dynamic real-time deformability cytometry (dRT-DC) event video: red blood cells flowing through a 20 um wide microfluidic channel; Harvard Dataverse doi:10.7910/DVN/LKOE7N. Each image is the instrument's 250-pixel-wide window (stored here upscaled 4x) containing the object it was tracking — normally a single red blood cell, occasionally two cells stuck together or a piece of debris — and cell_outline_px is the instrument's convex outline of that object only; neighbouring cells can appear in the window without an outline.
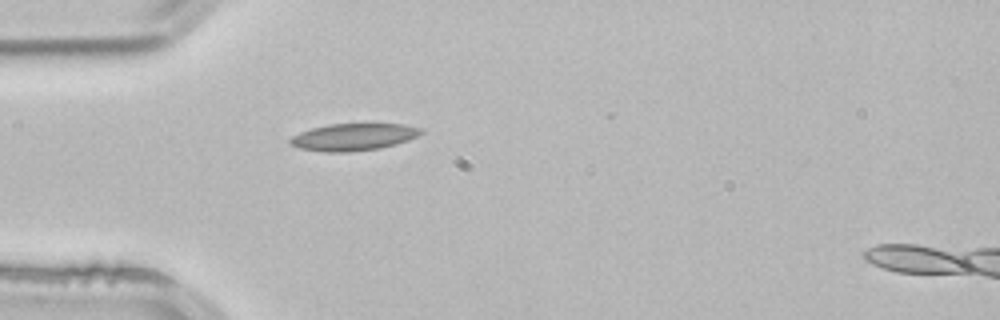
{"species": "common noctule bat (a hibernating species)", "species_latin": "Nyctalus noctula", "temperature_condition": "room temperature", "stored_images_in_passage": 1, "camera_frame_rate_fps": 3000, "um_per_image_px": 0.085, "animal": {"sex": "male", "body_mass_g": 21.5, "forearm_length_mm": 52.0}, "frame": {"image": 1, "passage_image": 1, "time_ms": 0.0, "image_size_px": [1000, 320], "cell_outline_px": [[424, 132], [408, 140], [380, 148], [348, 152], [324, 152], [300, 148], [292, 144], [288, 140], [292, 136], [300, 132], [312, 128], [328, 124], [404, 124], [424, 128]], "centroid_in_image_um": [30.06, 11.64], "position_along_channel_um": 54.9, "area_um2": 20.58}}